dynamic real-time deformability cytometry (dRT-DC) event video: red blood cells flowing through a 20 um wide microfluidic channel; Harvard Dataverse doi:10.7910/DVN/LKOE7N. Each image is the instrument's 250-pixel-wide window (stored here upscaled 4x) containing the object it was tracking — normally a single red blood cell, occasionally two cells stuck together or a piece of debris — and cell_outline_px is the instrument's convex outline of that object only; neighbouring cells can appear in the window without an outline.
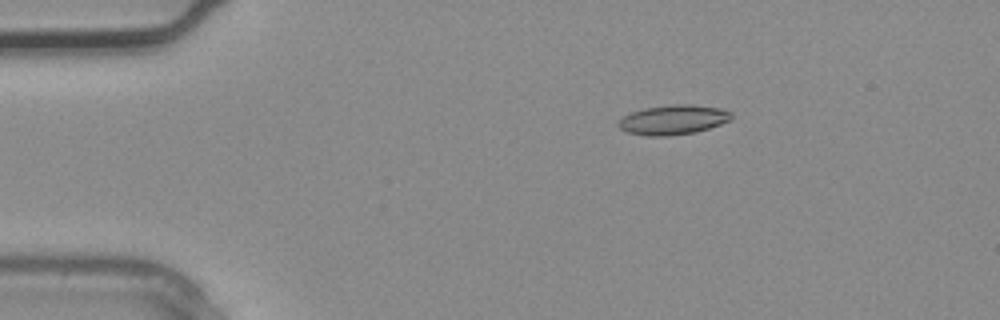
{"species": "common noctule bat (a hibernating species)", "species_latin": "Nyctalus noctula", "temperature_condition": "warm", "stored_images_in_passage": 2, "camera_frame_rate_fps": 3000, "um_per_image_px": 0.085, "animal": {"sex": "male", "body_mass_g": 20.4}, "frame": {"image": 1, "passage_image": 1, "time_ms": 0.0, "image_size_px": [1000, 320], "cell_outline_px": [[732, 116], [728, 120], [720, 124], [696, 132], [668, 136], [648, 136], [628, 132], [620, 128], [616, 124], [624, 116], [632, 112], [644, 108], [676, 104], [692, 104], [720, 108], [732, 112]], "centroid_in_image_um": [57.22, 10.18], "position_along_channel_um": 27.8, "area_um2": 19.36}}
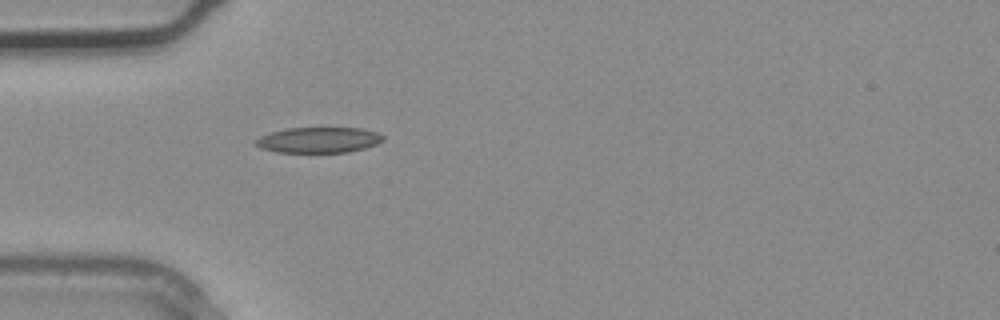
{"frame": {"image": 2, "passage_image": 2, "time_ms": 0.333, "image_size_px": [1000, 320], "cell_outline_px": [[384, 140], [376, 144], [364, 148], [348, 152], [276, 152], [260, 148], [252, 140], [260, 136], [272, 132], [288, 128], [360, 128], [376, 132], [384, 136]], "centroid_in_image_um": [27.06, 11.9], "position_along_channel_um": 57.9, "area_um2": 18.96}}